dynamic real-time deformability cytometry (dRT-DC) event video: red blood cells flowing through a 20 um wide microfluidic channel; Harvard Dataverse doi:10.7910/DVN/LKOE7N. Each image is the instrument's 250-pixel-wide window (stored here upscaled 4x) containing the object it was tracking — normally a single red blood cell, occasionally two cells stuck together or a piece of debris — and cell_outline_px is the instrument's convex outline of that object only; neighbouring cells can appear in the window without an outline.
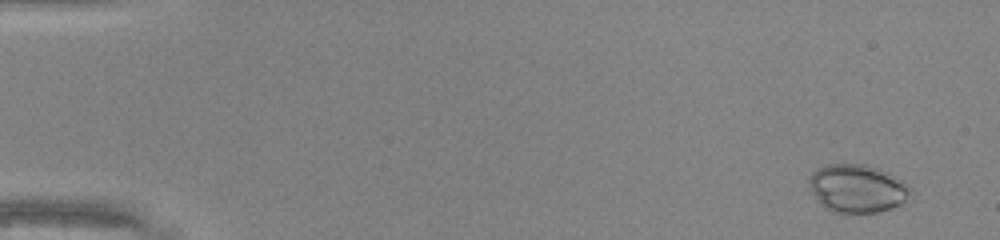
{"species": "common noctule bat (a hibernating species)", "species_latin": "Nyctalus noctula", "temperature_condition": "warm", "stored_images_in_passage": 49, "camera_frame_rate_fps": 3000, "um_per_image_px": 0.085, "animal": {"sex": "male", "body_mass_g": 20.0, "forearm_length_mm": 53.3}, "frame": {"image": 1, "passage_image": 3, "time_ms": 0.667, "image_size_px": [1000, 240], "cell_outline_px": [[912, 188], [904, 200], [900, 204], [892, 208], [880, 212], [832, 212], [824, 208], [816, 200], [808, 184], [808, 180], [812, 172], [816, 168], [828, 164], [864, 164], [880, 168], [888, 172]], "centroid_in_image_um": [72.81, 16.01], "position_along_channel_um": 12.2, "area_um2": 28.44}}
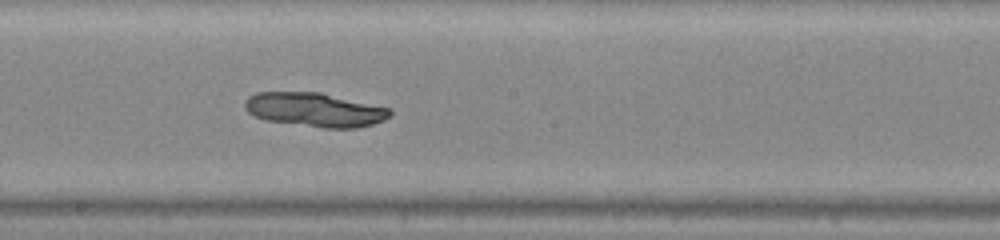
{"frame": {"image": 2, "passage_image": 28, "time_ms": 9.0, "image_size_px": [1000, 240], "cell_outline_px": [[392, 116], [384, 120], [372, 124], [356, 128], [324, 128], [264, 120], [248, 112], [244, 108], [244, 100], [248, 96], [256, 92], [320, 92], [388, 108], [392, 112]], "centroid_in_image_um": [26.73, 9.33], "position_along_channel_um": 221.5, "area_um2": 28.78}}
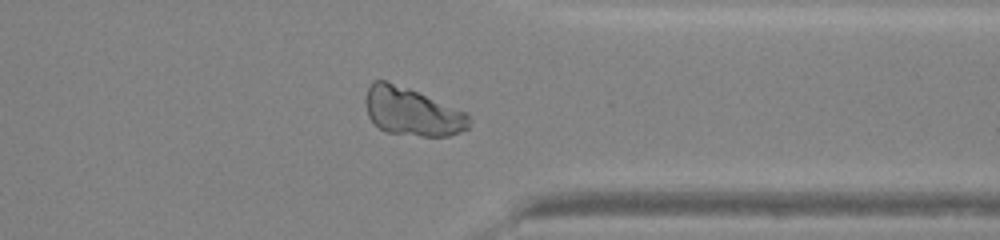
{"frame": {"image": 3, "passage_image": 39, "time_ms": 12.667, "image_size_px": [1000, 240], "cell_outline_px": [[468, 128], [460, 132], [448, 136], [420, 136], [384, 132], [368, 116], [364, 100], [368, 88], [372, 80], [384, 80], [408, 88], [468, 112]], "centroid_in_image_um": [35.01, 9.49], "position_along_channel_um": 376.4, "area_um2": 28.96}}